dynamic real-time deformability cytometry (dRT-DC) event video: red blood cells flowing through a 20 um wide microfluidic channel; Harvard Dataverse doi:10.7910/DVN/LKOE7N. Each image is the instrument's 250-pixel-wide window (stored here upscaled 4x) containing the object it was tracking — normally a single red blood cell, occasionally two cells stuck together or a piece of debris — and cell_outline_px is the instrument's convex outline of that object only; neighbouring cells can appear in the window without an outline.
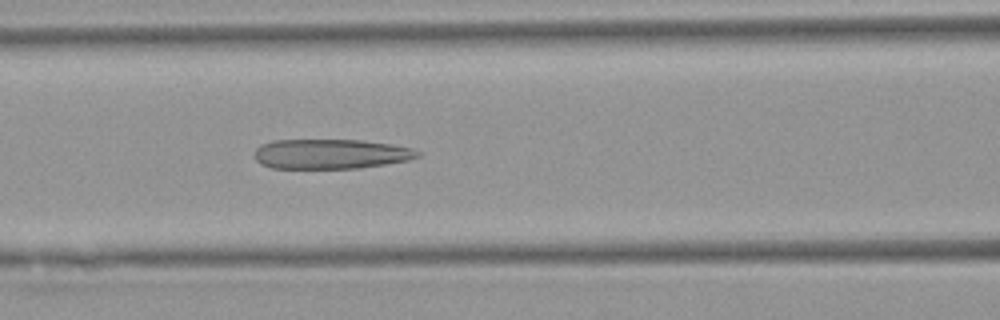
{"species": "Egyptian fruit bat (a non-hibernating species)", "species_latin": "Rousettus aegyptiacus", "temperature_condition": "warm", "stored_images_in_passage": 28, "camera_frame_rate_fps": 3000, "um_per_image_px": 0.085, "animal": {"sex": "female"}, "frame": {"image": 1, "passage_image": 7, "time_ms": 2.0, "image_size_px": [1000, 320], "cell_outline_px": [[420, 156], [408, 160], [360, 168], [272, 168], [260, 164], [256, 160], [256, 148], [260, 144], [272, 140], [360, 140], [392, 144], [412, 148], [420, 152]], "centroid_in_image_um": [28.1, 13.08], "position_along_channel_um": 138.5, "area_um2": 28.32}}
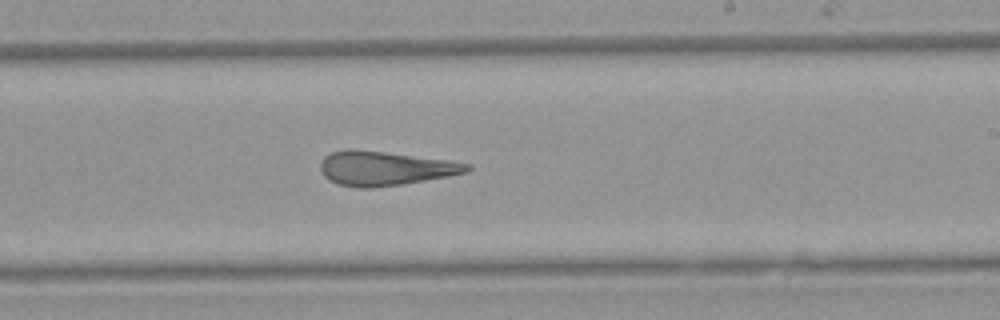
{"frame": {"image": 2, "passage_image": 16, "time_ms": 5.0, "image_size_px": [1000, 320], "cell_outline_px": [[472, 168], [468, 172], [448, 176], [400, 184], [372, 188], [360, 188], [340, 184], [324, 176], [320, 168], [320, 164], [324, 156], [332, 152], [352, 148], [452, 160], [472, 164]], "centroid_in_image_um": [32.76, 14.29], "position_along_channel_um": 256.2, "area_um2": 29.19}}
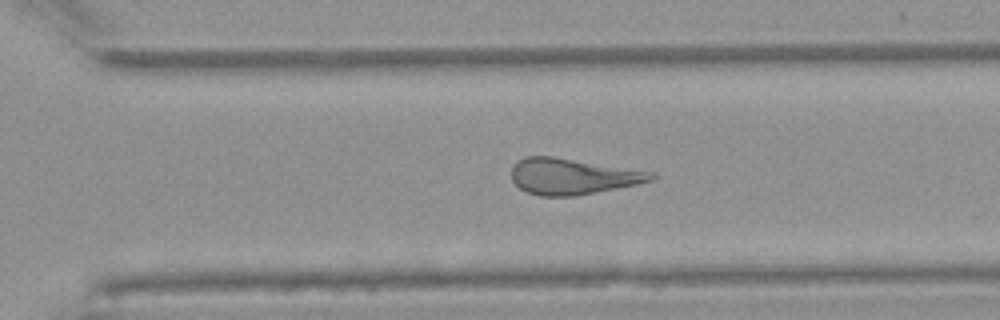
{"frame": {"image": 3, "passage_image": 21, "time_ms": 6.667, "image_size_px": [1000, 320], "cell_outline_px": [[656, 176], [652, 180], [636, 184], [576, 196], [540, 196], [528, 192], [520, 188], [512, 180], [512, 164], [516, 160], [524, 156], [552, 156], [656, 172]], "centroid_in_image_um": [48.64, 14.98], "position_along_channel_um": 322.0, "area_um2": 29.36}, "authors_computed_cell_mechanics": {"area_um2": 29.1312, "velocity_mm_per_s": 3.9458, "shape_relaxation_time_tau1_ms": null, "shape_relaxation_time_tau2_ms": 3.6384, "deformation_change_tau1": null, "deformation_change_tau2": 0.1847}}